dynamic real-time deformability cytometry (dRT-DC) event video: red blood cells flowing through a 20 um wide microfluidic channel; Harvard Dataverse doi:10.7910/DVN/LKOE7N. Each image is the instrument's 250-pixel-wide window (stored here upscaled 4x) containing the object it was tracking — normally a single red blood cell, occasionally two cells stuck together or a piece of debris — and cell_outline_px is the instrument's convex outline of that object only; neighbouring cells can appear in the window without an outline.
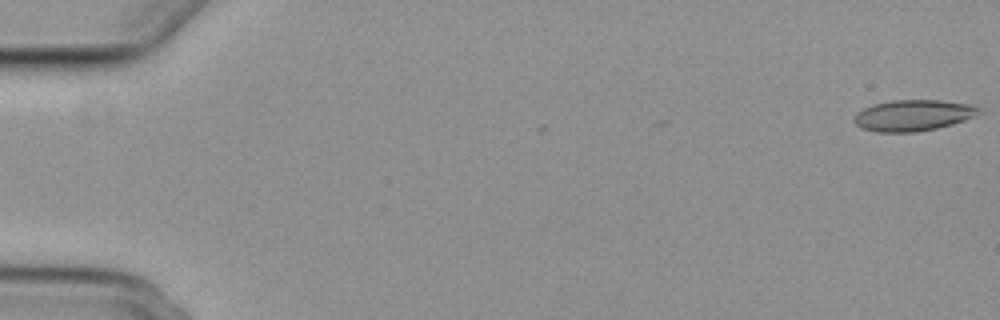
{"species": "common noctule bat (a hibernating species)", "species_latin": "Nyctalus noctula", "temperature_condition": "cold", "stored_images_in_passage": 51, "camera_frame_rate_fps": 3000, "um_per_image_px": 0.085, "animal": {"sex": "female", "body_mass_g": 29.2, "forearm_length_mm": 56.3}, "frame": {"image": 1, "passage_image": 1, "time_ms": 0.0, "image_size_px": [1000, 320], "cell_outline_px": [[980, 108], [976, 116], [952, 124], [936, 128], [916, 132], [876, 132], [860, 128], [852, 120], [856, 112], [872, 104], [892, 100], [940, 100], [968, 104]], "centroid_in_image_um": [77.55, 9.81], "position_along_channel_um": 7.4, "area_um2": 22.66}}
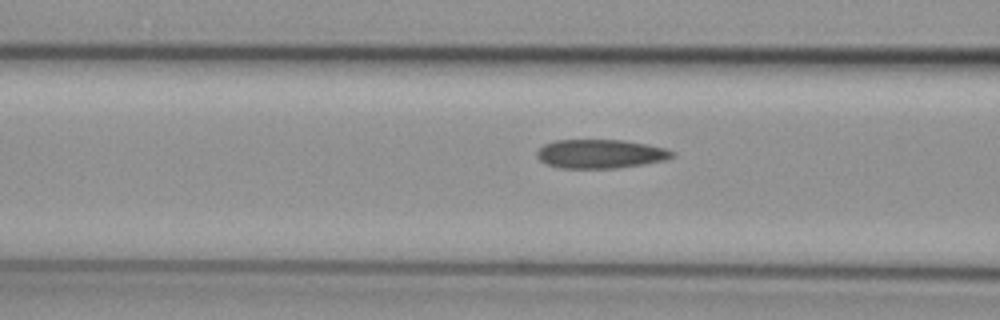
{"frame": {"image": 2, "passage_image": 23, "time_ms": 7.333, "image_size_px": [1000, 320], "cell_outline_px": [[676, 156], [664, 160], [644, 164], [616, 168], [560, 168], [548, 164], [540, 160], [536, 156], [536, 152], [544, 144], [556, 140], [624, 140], [664, 148], [676, 152]], "centroid_in_image_um": [51.04, 13.08], "position_along_channel_um": 115.6, "area_um2": 22.72}}
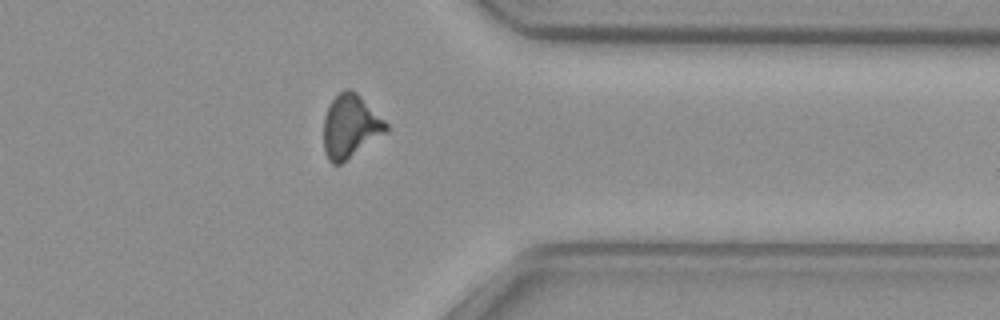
{"frame": {"image": 3, "passage_image": 45, "time_ms": 14.667, "image_size_px": [1000, 320], "cell_outline_px": [[388, 132], [340, 164], [332, 164], [328, 160], [324, 152], [324, 116], [332, 100], [344, 88], [352, 88], [388, 124]], "centroid_in_image_um": [29.78, 10.75], "position_along_channel_um": 381.6, "area_um2": 22.95}}